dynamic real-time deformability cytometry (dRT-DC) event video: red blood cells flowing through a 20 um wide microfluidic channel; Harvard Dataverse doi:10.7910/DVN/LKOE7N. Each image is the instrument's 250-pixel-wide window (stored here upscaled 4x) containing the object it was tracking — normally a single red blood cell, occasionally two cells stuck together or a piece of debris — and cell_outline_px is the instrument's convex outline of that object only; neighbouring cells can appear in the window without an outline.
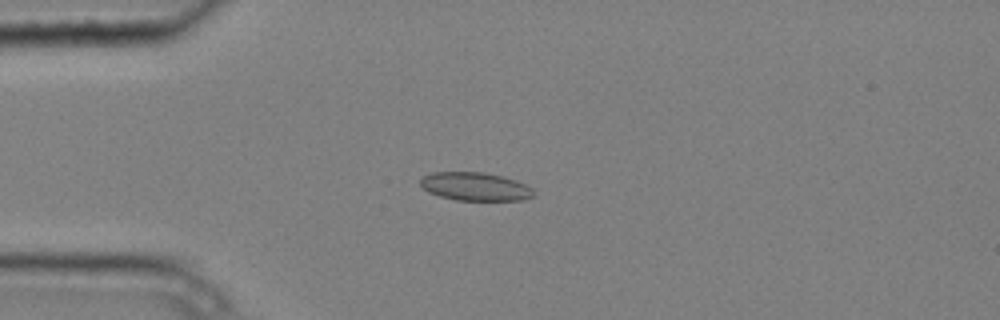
{"species": "common noctule bat (a hibernating species)", "species_latin": "Nyctalus noctula", "temperature_condition": "cold", "stored_images_in_passage": 4, "camera_frame_rate_fps": 3000, "um_per_image_px": 0.085, "animal": {"sex": "male", "body_mass_g": 20.4}, "frame": {"image": 1, "passage_image": 4, "time_ms": 1.0, "image_size_px": [1000, 320], "cell_outline_px": [[532, 196], [524, 200], [456, 200], [440, 196], [428, 192], [420, 184], [420, 176], [432, 172], [484, 172], [504, 176], [516, 180], [532, 188]], "centroid_in_image_um": [40.35, 15.84], "position_along_channel_um": 44.6, "area_um2": 18.73}}